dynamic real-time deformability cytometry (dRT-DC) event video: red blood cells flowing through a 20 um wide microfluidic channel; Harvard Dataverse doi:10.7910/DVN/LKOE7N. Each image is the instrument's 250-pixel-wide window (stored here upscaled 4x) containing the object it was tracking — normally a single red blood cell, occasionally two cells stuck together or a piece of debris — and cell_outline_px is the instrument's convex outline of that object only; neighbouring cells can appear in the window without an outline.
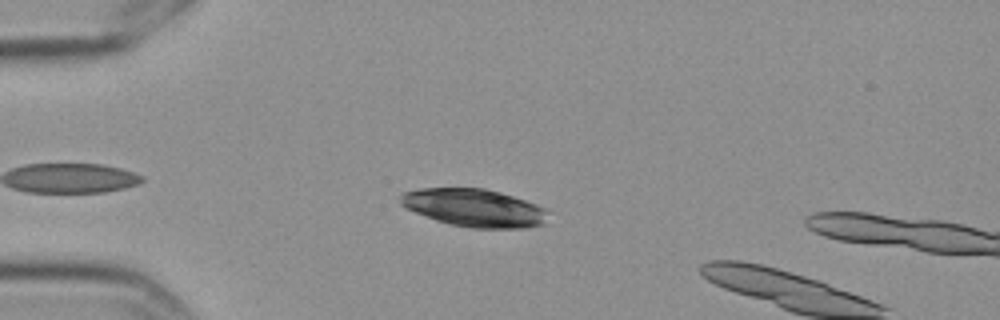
{"species": "Egyptian fruit bat (a non-hibernating species)", "species_latin": "Rousettus aegyptiacus", "temperature_condition": "cold", "stored_images_in_passage": 4, "camera_frame_rate_fps": 3000, "um_per_image_px": 0.085, "frame": {"image": 1, "passage_image": 3, "time_ms": 0.667, "image_size_px": [1000, 320], "cell_outline_px": [[544, 224], [524, 228], [472, 228], [448, 224], [436, 220], [416, 212], [400, 204], [400, 196], [404, 192], [420, 188], [484, 188], [500, 192], [536, 204], [544, 208]], "centroid_in_image_um": [40.27, 17.66], "position_along_channel_um": 44.7, "area_um2": 32.14}}